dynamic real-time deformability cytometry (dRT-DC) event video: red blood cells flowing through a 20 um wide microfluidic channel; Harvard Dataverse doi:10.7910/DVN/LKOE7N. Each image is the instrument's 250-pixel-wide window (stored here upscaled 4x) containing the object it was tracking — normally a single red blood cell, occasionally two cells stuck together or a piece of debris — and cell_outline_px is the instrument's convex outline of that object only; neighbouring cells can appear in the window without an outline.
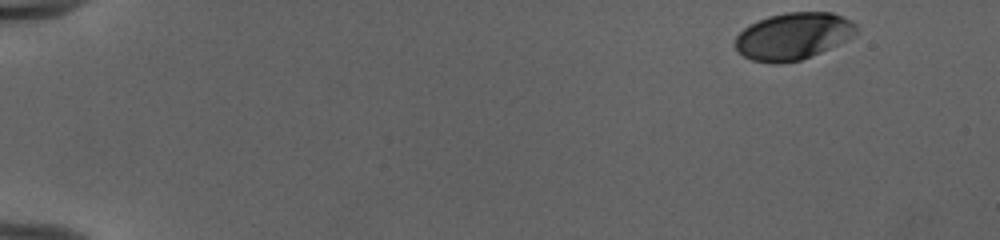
{"species": "human", "species_latin": "Homo sapiens", "temperature_condition": "cold", "stored_images_in_passage": 49, "camera_frame_rate_fps": 3000, "um_per_image_px": 0.085, "donor": {"sex": "female"}, "frame": {"image": 1, "passage_image": 1, "time_ms": 0.0, "image_size_px": [1000, 240], "cell_outline_px": [[856, 32], [848, 40], [820, 52], [800, 60], [776, 64], [752, 60], [744, 56], [736, 48], [736, 36], [748, 24], [768, 16], [788, 12], [832, 12], [852, 20], [856, 24]], "centroid_in_image_um": [67.43, 3.06], "position_along_channel_um": 17.6, "area_um2": 33.06}}
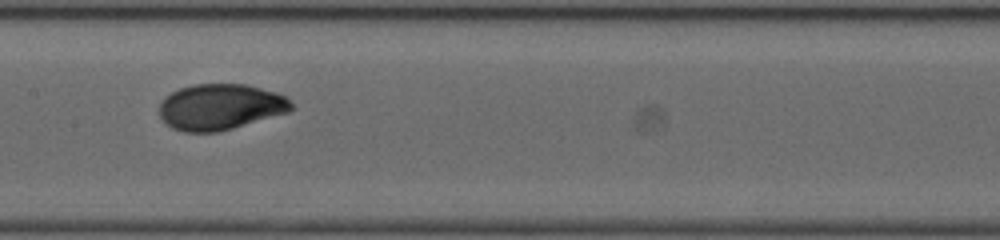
{"frame": {"image": 2, "passage_image": 25, "time_ms": 8.0, "image_size_px": [1000, 240], "cell_outline_px": [[292, 108], [288, 112], [232, 128], [216, 132], [184, 132], [172, 128], [160, 116], [160, 104], [172, 92], [180, 88], [192, 84], [244, 84], [276, 92], [284, 96], [292, 104]], "centroid_in_image_um": [18.72, 9.08], "position_along_channel_um": 188.7, "area_um2": 34.85}}
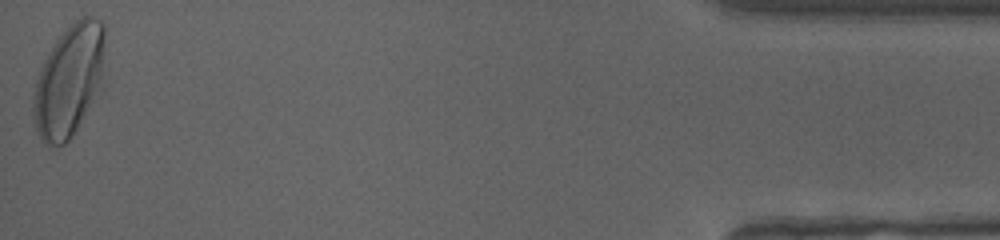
{"frame": {"image": 3, "passage_image": 49, "time_ms": 16.0, "image_size_px": [1000, 240], "cell_outline_px": [[108, 76], [100, 96], [68, 140], [64, 144], [56, 148], [48, 148], [40, 136], [32, 120], [32, 96], [36, 80], [40, 68], [44, 60], [56, 40], [76, 20], [84, 16], [92, 16], [100, 20], [104, 24]], "centroid_in_image_um": [5.95, 6.88], "position_along_channel_um": 429.3, "area_um2": 48.67}, "authors_computed_cell_mechanics": {"area_um2": 34.7956, "velocity_mm_per_s": 3.9762, "shape_relaxation_time_tau1_ms": 3.4511, "shape_relaxation_time_tau2_ms": null, "deformation_change_tau1": 0.1603, "deformation_change_tau2": null}}